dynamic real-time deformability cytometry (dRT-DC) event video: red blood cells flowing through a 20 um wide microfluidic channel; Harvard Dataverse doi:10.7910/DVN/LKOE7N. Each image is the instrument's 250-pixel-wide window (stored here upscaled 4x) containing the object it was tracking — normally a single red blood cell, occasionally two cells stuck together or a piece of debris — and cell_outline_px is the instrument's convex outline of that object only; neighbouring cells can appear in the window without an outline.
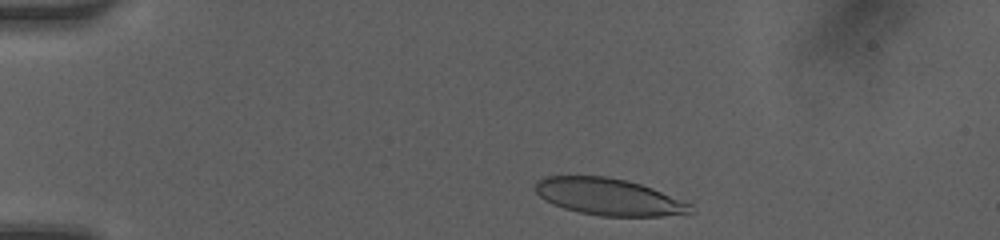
{"species": "human", "species_latin": "Homo sapiens", "temperature_condition": "room temperature", "stored_images_in_passage": 38, "camera_frame_rate_fps": 3000, "um_per_image_px": 0.085, "donor": {"sex": "female"}, "frame": {"image": 1, "passage_image": 3, "time_ms": 0.667, "image_size_px": [1000, 240], "cell_outline_px": [[696, 212], [688, 216], [600, 216], [580, 212], [564, 208], [552, 204], [544, 200], [532, 188], [536, 180], [544, 176], [608, 176], [628, 180], [652, 188], [692, 204]], "centroid_in_image_um": [51.79, 16.74], "position_along_channel_um": 33.2, "area_um2": 33.99}}
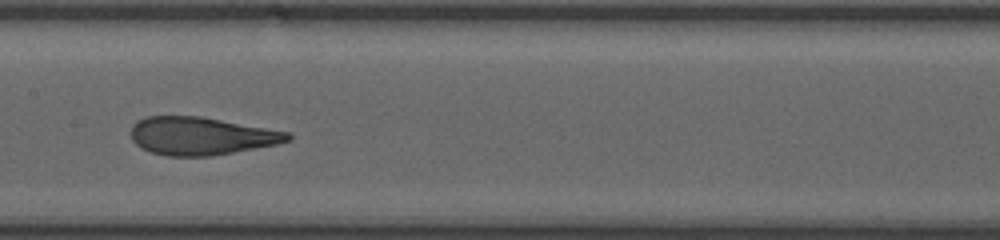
{"frame": {"image": 2, "passage_image": 19, "time_ms": 6.0, "image_size_px": [1000, 240], "cell_outline_px": [[292, 140], [276, 144], [232, 152], [208, 156], [168, 156], [152, 152], [140, 148], [132, 140], [132, 124], [136, 120], [144, 116], [200, 116], [288, 132], [292, 136]], "centroid_in_image_um": [17.05, 11.55], "position_along_channel_um": 190.4, "area_um2": 34.39}}
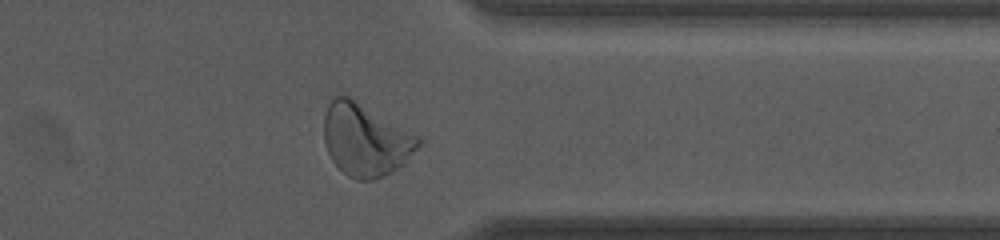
{"frame": {"image": 3, "passage_image": 33, "time_ms": 10.667, "image_size_px": [1000, 240], "cell_outline_px": [[420, 144], [404, 164], [384, 176], [372, 180], [356, 180], [348, 176], [332, 160], [324, 144], [324, 116], [328, 104], [336, 96], [348, 96], [416, 136], [420, 140]], "centroid_in_image_um": [31.02, 11.92], "position_along_channel_um": 380.4, "area_um2": 38.84}, "authors_computed_cell_mechanics": {"area_um2": 35.2002, "velocity_mm_per_s": 4.1634, "shape_relaxation_time_tau1_ms": 4.4328, "shape_relaxation_time_tau2_ms": 0.9638, "deformation_change_tau1": 0.2083, "deformation_change_tau2": 0.0771}}